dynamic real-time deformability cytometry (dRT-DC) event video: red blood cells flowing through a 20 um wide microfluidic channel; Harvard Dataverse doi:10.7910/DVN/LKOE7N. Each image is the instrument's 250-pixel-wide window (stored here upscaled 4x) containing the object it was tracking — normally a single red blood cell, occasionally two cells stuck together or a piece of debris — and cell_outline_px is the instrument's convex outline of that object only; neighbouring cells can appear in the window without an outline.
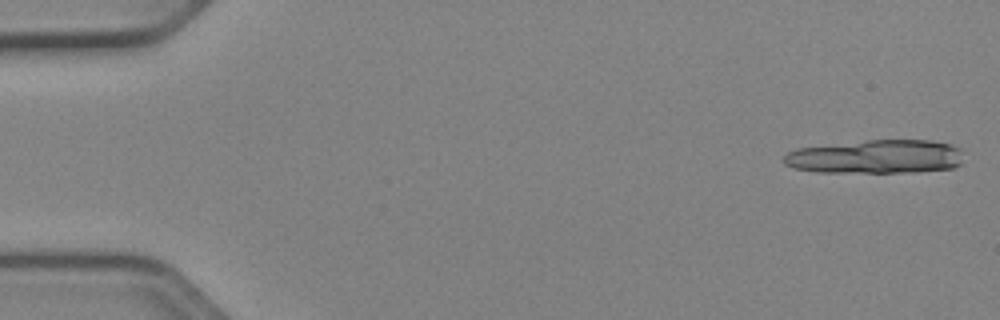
{"species": "Egyptian fruit bat (a non-hibernating species)", "species_latin": "Rousettus aegyptiacus", "temperature_condition": "cold", "stored_images_in_passage": 39, "camera_frame_rate_fps": 3000, "um_per_image_px": 0.085, "animal": {"sex": "female"}, "frame": {"image": 1, "passage_image": 1, "time_ms": 0.0, "image_size_px": [1000, 320], "cell_outline_px": [[960, 164], [952, 168], [916, 172], [816, 172], [792, 168], [784, 164], [784, 156], [788, 152], [796, 148], [868, 140], [928, 140], [952, 144], [960, 148]], "centroid_in_image_um": [74.42, 13.32], "position_along_channel_um": 10.6, "area_um2": 35.37}}